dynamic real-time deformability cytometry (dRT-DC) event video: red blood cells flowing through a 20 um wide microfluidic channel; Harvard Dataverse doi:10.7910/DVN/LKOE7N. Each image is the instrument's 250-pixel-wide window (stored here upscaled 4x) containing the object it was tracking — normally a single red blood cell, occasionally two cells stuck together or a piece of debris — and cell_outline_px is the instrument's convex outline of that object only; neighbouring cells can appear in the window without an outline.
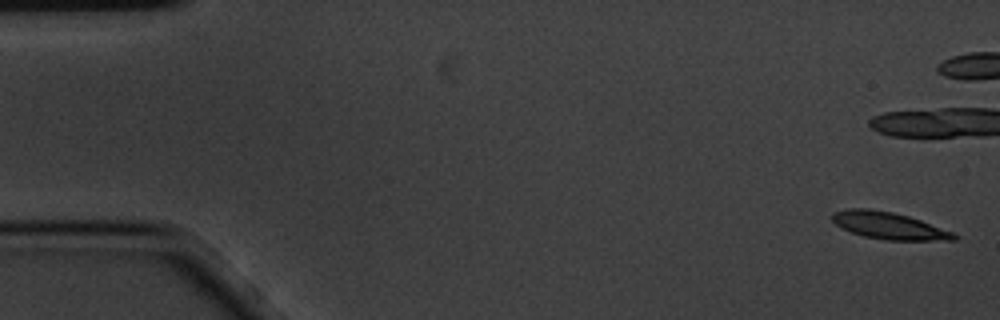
{"species": "common noctule bat (a hibernating species)", "species_latin": "Nyctalus noctula", "temperature_condition": "cold", "stored_images_in_passage": 13, "camera_frame_rate_fps": 3000, "um_per_image_px": 0.085, "animal": {"sex": "male", "body_mass_g": 20.1, "forearm_length_mm": 53.5}, "frame": {"image": 1, "passage_image": 1, "time_ms": 0.0, "image_size_px": [1000, 320], "cell_outline_px": [[956, 240], [888, 240], [864, 236], [852, 232], [836, 224], [832, 220], [832, 212], [848, 208], [868, 208], [892, 212], [908, 216], [920, 220], [952, 232], [956, 236]], "centroid_in_image_um": [75.52, 19.17], "position_along_channel_um": 9.5, "area_um2": 18.84}}